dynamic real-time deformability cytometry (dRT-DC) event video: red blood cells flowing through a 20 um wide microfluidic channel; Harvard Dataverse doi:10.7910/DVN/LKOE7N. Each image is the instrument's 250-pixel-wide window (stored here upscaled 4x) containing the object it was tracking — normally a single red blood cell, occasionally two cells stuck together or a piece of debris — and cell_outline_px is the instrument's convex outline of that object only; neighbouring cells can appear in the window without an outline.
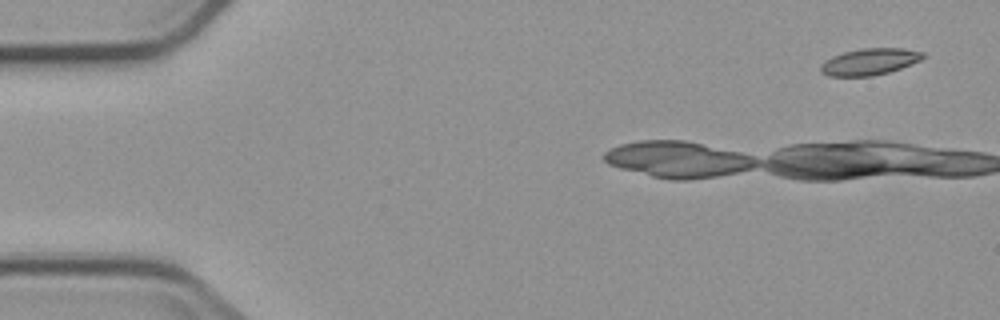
{"species": "common noctule bat (a hibernating species)", "species_latin": "Nyctalus noctula", "temperature_condition": "cold", "stored_images_in_passage": 4, "camera_frame_rate_fps": 3000, "um_per_image_px": 0.085, "animal": {"sex": "male", "body_mass_g": 23.1, "forearm_length_mm": 52.7}, "frame": {"image": 1, "passage_image": 1, "time_ms": 0.0, "image_size_px": [1000, 320], "cell_outline_px": [[924, 56], [920, 60], [912, 64], [888, 72], [872, 76], [828, 76], [820, 72], [820, 64], [832, 56], [844, 52], [860, 48], [904, 48], [924, 52]], "centroid_in_image_um": [73.9, 5.24], "position_along_channel_um": 11.1, "area_um2": 15.9}}